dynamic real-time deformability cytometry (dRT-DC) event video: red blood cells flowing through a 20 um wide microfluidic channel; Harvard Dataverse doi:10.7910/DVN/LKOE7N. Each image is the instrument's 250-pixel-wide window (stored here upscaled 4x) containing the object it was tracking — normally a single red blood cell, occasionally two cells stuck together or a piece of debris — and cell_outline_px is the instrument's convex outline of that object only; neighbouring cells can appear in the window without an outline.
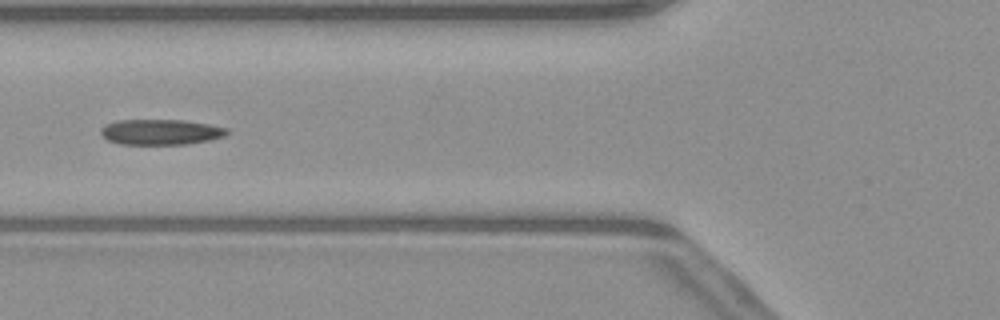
{"species": "common noctule bat (a hibernating species)", "species_latin": "Nyctalus noctula", "temperature_condition": "warm", "stored_images_in_passage": 51, "camera_frame_rate_fps": 3000, "um_per_image_px": 0.085, "animal": {"sex": "male", "body_mass_g": 23.1, "forearm_length_mm": 52.7}, "frame": {"image": 1, "passage_image": 20, "time_ms": 6.333, "image_size_px": [1000, 320], "cell_outline_px": [[228, 132], [224, 136], [208, 140], [188, 144], [120, 144], [108, 140], [100, 136], [100, 128], [104, 124], [116, 120], [184, 120], [208, 124], [228, 128]], "centroid_in_image_um": [13.6, 11.21], "position_along_channel_um": 112.2, "area_um2": 18.84}}
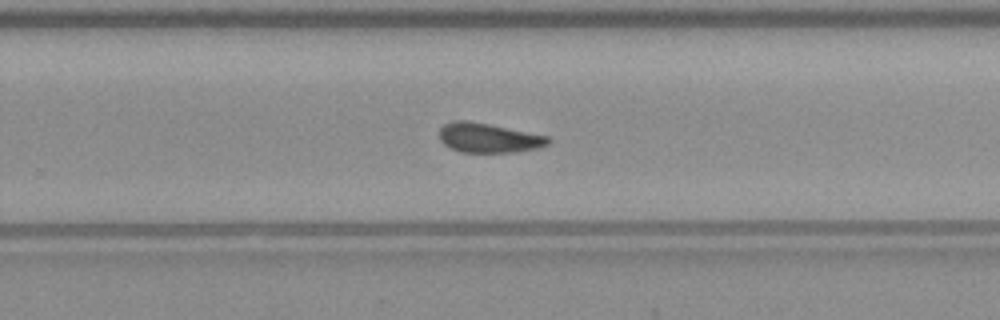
{"frame": {"image": 2, "passage_image": 33, "time_ms": 10.667, "image_size_px": [1000, 320], "cell_outline_px": [[552, 140], [548, 144], [540, 148], [516, 152], [460, 152], [444, 144], [440, 140], [440, 128], [444, 124], [452, 120], [468, 120], [548, 136]], "centroid_in_image_um": [41.53, 11.72], "position_along_channel_um": 288.3, "area_um2": 18.73}}
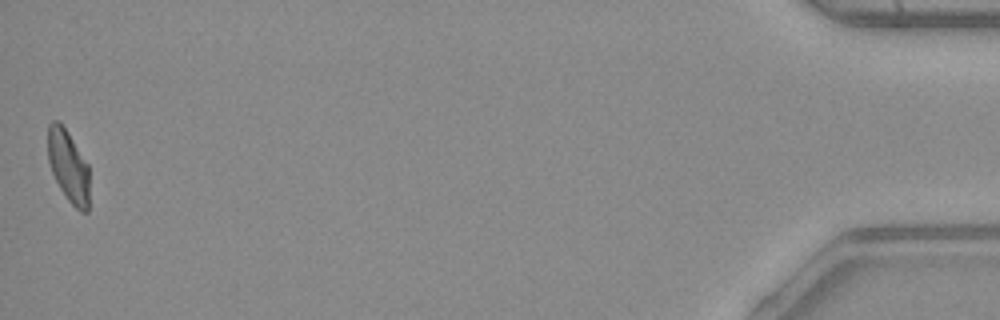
{"frame": {"image": 3, "passage_image": 51, "time_ms": 16.667, "image_size_px": [1000, 320], "cell_outline_px": [[88, 212], [80, 212], [68, 200], [60, 188], [52, 172], [48, 160], [48, 124], [52, 120], [60, 120], [68, 132], [88, 164]], "centroid_in_image_um": [5.8, 14.09], "position_along_channel_um": 429.4, "area_um2": 17.4}, "authors_computed_cell_mechanics": {"area_um2": 19.0162, "velocity_mm_per_s": 4.0679, "shape_relaxation_time_tau1_ms": 8.3052, "shape_relaxation_time_tau2_ms": 2.6525, "deformation_change_tau1": 0.1981, "deformation_change_tau2": 0.11}}